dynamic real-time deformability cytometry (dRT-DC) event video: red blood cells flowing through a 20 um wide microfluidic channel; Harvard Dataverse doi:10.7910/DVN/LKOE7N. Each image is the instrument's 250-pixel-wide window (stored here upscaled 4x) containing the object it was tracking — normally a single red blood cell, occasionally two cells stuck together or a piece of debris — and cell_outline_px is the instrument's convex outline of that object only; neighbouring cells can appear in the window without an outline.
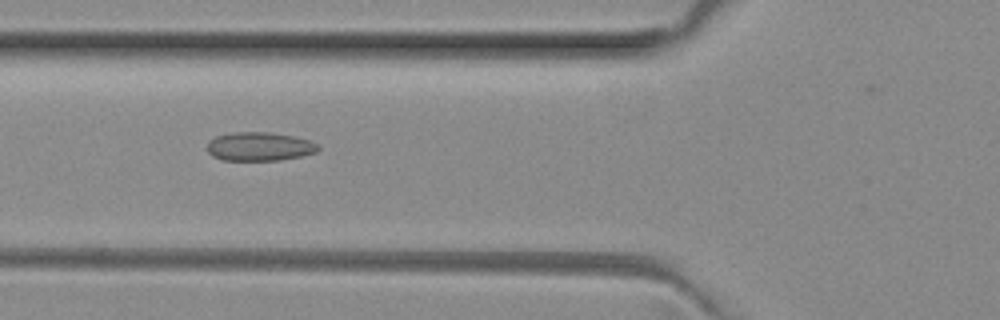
{"species": "common noctule bat (a hibernating species)", "species_latin": "Nyctalus noctula", "temperature_condition": "room temperature", "stored_images_in_passage": 5, "camera_frame_rate_fps": 3000, "um_per_image_px": 0.085, "animal": {"sex": "female", "body_mass_g": 29.2, "forearm_length_mm": 56.3}, "frame": {"image": 1, "passage_image": 5, "time_ms": 1.333, "image_size_px": [1000, 320], "cell_outline_px": [[320, 148], [316, 152], [300, 156], [280, 160], [224, 160], [212, 156], [208, 152], [208, 140], [216, 136], [232, 132], [268, 132], [296, 136], [308, 140], [316, 144]], "centroid_in_image_um": [22.03, 12.44], "position_along_channel_um": 103.8, "area_um2": 18.55}}